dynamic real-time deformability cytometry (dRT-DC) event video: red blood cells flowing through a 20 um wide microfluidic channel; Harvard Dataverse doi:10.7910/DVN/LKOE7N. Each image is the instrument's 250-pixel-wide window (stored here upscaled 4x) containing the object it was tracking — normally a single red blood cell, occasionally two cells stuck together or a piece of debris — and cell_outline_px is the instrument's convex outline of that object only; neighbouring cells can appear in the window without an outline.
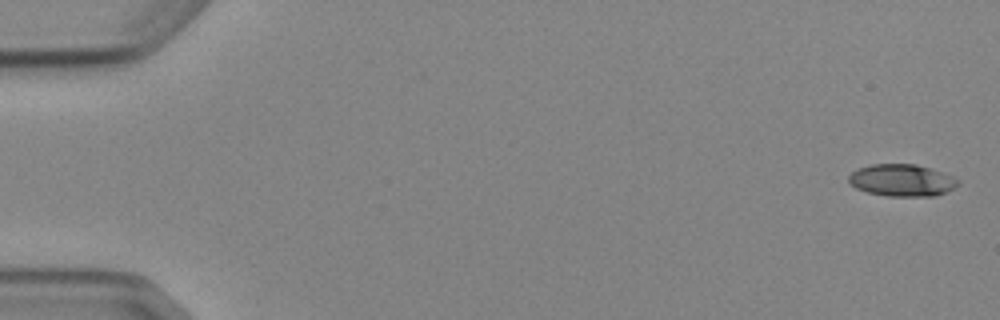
{"species": "Egyptian fruit bat (a non-hibernating species)", "species_latin": "Rousettus aegyptiacus", "temperature_condition": "cold", "stored_images_in_passage": 5, "camera_frame_rate_fps": 3000, "um_per_image_px": 0.085, "animal": {"sex": "female"}, "frame": {"image": 1, "passage_image": 1, "time_ms": 0.0, "image_size_px": [1000, 320], "cell_outline_px": [[960, 184], [936, 196], [888, 196], [868, 192], [856, 188], [848, 180], [848, 176], [852, 172], [860, 168], [872, 164], [916, 164], [952, 176], [960, 180]], "centroid_in_image_um": [76.66, 15.33], "position_along_channel_um": 8.3, "area_um2": 20.17}}
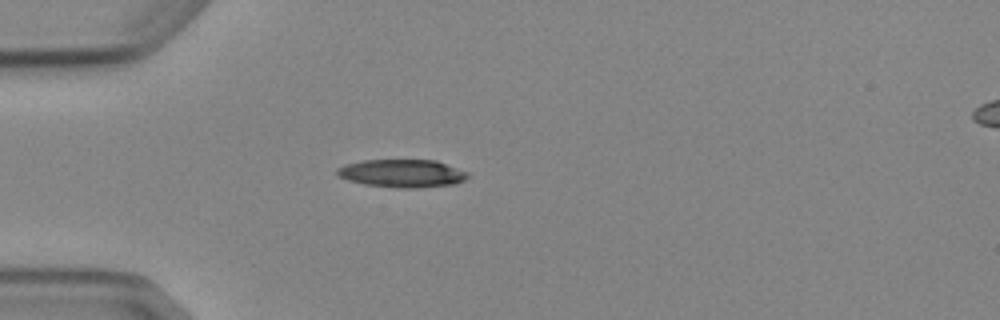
{"frame": {"image": 2, "passage_image": 5, "time_ms": 4.667, "image_size_px": [1000, 320], "cell_outline_px": [[468, 176], [464, 180], [456, 184], [416, 188], [400, 188], [364, 184], [348, 180], [336, 176], [336, 168], [344, 164], [364, 160], [436, 160], [468, 172]], "centroid_in_image_um": [34.15, 14.73], "position_along_channel_um": 50.8, "area_um2": 21.39}}